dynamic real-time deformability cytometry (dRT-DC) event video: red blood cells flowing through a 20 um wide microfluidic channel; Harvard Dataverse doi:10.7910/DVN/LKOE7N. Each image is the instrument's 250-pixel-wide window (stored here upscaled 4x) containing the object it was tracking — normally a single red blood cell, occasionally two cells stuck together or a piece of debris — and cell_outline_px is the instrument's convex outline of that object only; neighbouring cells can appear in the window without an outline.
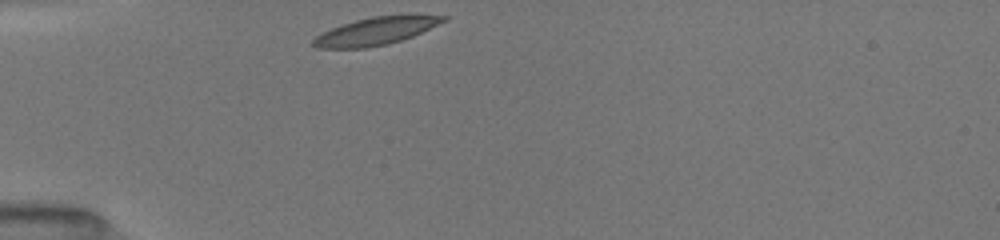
{"species": "common noctule bat (a hibernating species)", "species_latin": "Nyctalus noctula", "temperature_condition": "room temperature", "stored_images_in_passage": 32, "camera_frame_rate_fps": 3000, "um_per_image_px": 0.085, "animal": {"sex": "female", "body_mass_g": 19.5, "forearm_length_mm": 54.1}, "frame": {"image": 1, "passage_image": 1, "time_ms": 0.0, "image_size_px": [1000, 240], "cell_outline_px": [[448, 20], [412, 36], [388, 44], [364, 48], [316, 48], [312, 44], [312, 40], [316, 36], [332, 28], [356, 20], [372, 16], [412, 12], [416, 12], [448, 16]], "centroid_in_image_um": [32.07, 2.59], "position_along_channel_um": 52.9, "area_um2": 21.5}}
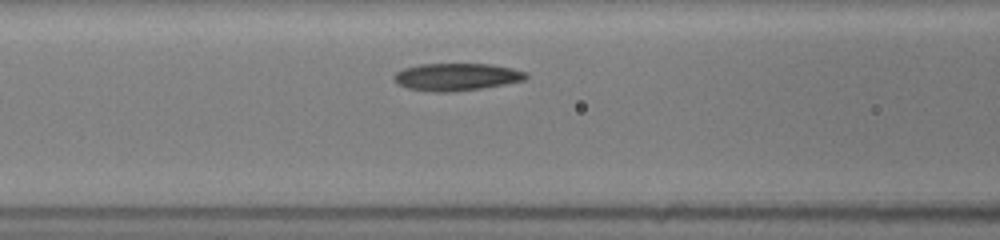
{"frame": {"image": 2, "passage_image": 8, "time_ms": 2.333, "image_size_px": [1000, 240], "cell_outline_px": [[528, 76], [524, 80], [484, 88], [452, 92], [436, 92], [408, 88], [396, 84], [392, 76], [396, 72], [404, 68], [420, 64], [492, 64], [512, 68], [528, 72]], "centroid_in_image_um": [38.8, 6.53], "position_along_channel_um": 127.8, "area_um2": 21.21}}
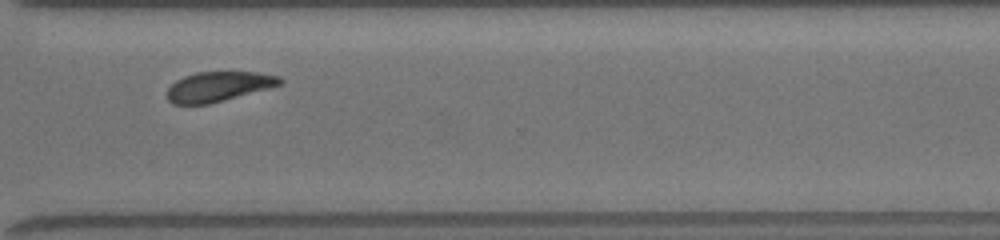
{"frame": {"image": 3, "passage_image": 25, "time_ms": 8.0, "image_size_px": [1000, 240], "cell_outline_px": [[284, 80], [280, 84], [268, 88], [224, 100], [208, 104], [172, 104], [168, 100], [168, 88], [176, 80], [184, 76], [196, 72], [260, 72], [280, 76]], "centroid_in_image_um": [18.57, 7.34], "position_along_channel_um": 352.0, "area_um2": 19.48}, "authors_computed_cell_mechanics": {"area_um2": 20.7502, "velocity_mm_per_s": 3.9572, "shape_relaxation_time_tau1_ms": 2.8293, "shape_relaxation_time_tau2_ms": 2.7537, "deformation_change_tau1": 0.1255, "deformation_change_tau2": 0.0838}}